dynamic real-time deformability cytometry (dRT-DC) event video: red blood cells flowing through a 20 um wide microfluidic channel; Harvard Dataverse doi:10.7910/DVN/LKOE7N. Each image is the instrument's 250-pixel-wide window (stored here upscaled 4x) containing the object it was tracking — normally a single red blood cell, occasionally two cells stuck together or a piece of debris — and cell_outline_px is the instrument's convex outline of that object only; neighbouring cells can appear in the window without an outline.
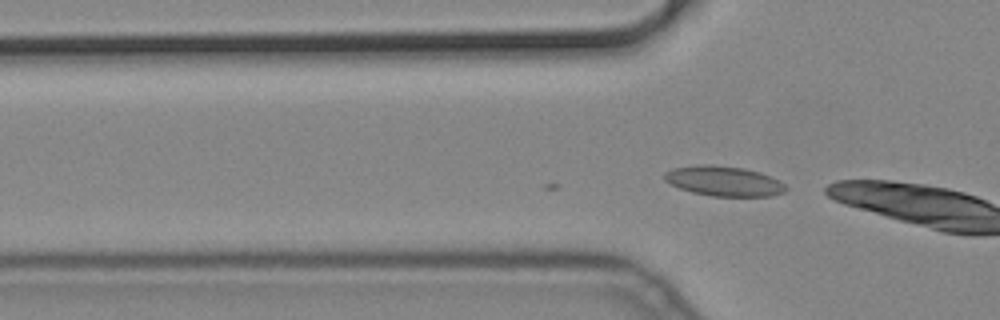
{"species": "common noctule bat (a hibernating species)", "species_latin": "Nyctalus noctula", "temperature_condition": "cold", "stored_images_in_passage": 8, "camera_frame_rate_fps": 3000, "um_per_image_px": 0.085, "animal": {"sex": "male", "body_mass_g": 19.2, "forearm_length_mm": 51.8}, "frame": {"image": 1, "passage_image": 8, "time_ms": 2.333, "image_size_px": [1000, 320], "cell_outline_px": [[788, 188], [784, 192], [772, 196], [712, 196], [692, 192], [680, 188], [664, 180], [664, 172], [672, 168], [700, 164], [712, 164], [744, 168], [760, 172], [780, 180]], "centroid_in_image_um": [61.54, 15.38], "position_along_channel_um": 64.3, "area_um2": 21.33}}